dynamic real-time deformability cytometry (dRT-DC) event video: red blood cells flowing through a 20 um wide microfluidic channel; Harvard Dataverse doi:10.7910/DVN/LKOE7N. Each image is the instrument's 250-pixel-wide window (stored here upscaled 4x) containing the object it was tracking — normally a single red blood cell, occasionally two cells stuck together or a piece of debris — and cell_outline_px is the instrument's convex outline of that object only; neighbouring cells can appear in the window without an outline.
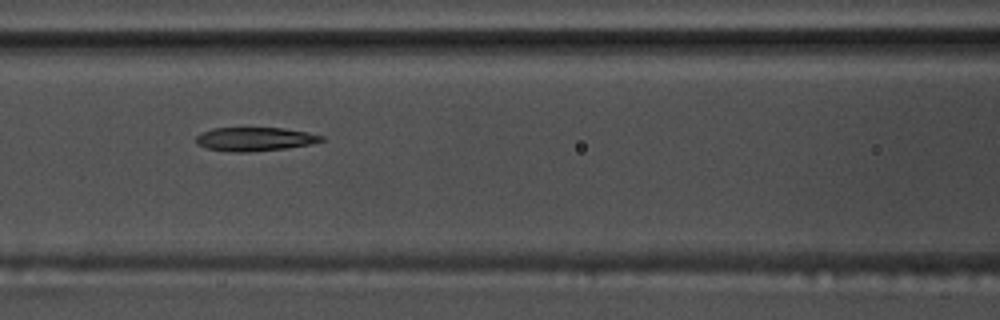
{"species": "common noctule bat (a hibernating species)", "species_latin": "Nyctalus noctula", "temperature_condition": "warm", "stored_images_in_passage": 38, "camera_frame_rate_fps": 3000, "um_per_image_px": 0.085, "animal": {"sex": "male", "body_mass_g": 17.5, "forearm_length_mm": 52.3}, "frame": {"image": 1, "passage_image": 7, "time_ms": 2.0, "image_size_px": [1000, 320], "cell_outline_px": [[324, 140], [312, 144], [288, 148], [252, 152], [232, 152], [208, 148], [196, 144], [196, 136], [200, 132], [212, 128], [284, 128], [308, 132], [324, 136]], "centroid_in_image_um": [21.67, 11.82], "position_along_channel_um": 144.9, "area_um2": 17.51}}
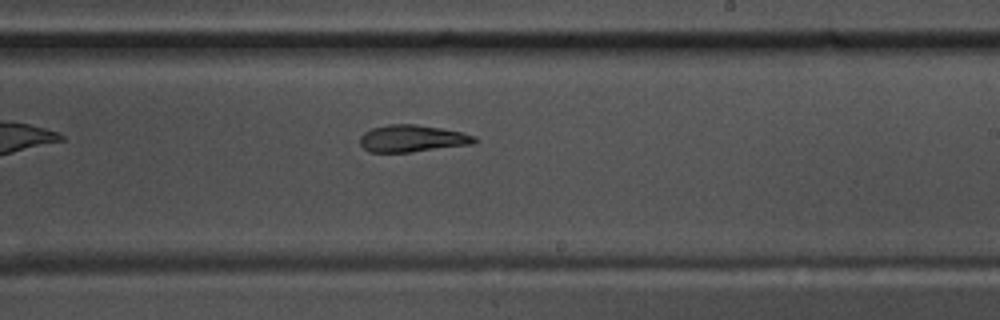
{"frame": {"image": 2, "passage_image": 16, "time_ms": 5.0, "image_size_px": [1000, 320], "cell_outline_px": [[480, 140], [472, 144], [412, 152], [368, 152], [360, 144], [360, 136], [364, 132], [372, 128], [388, 124], [416, 124], [440, 128], [460, 132], [476, 136]], "centroid_in_image_um": [35.04, 11.77], "position_along_channel_um": 254.0, "area_um2": 18.09}}
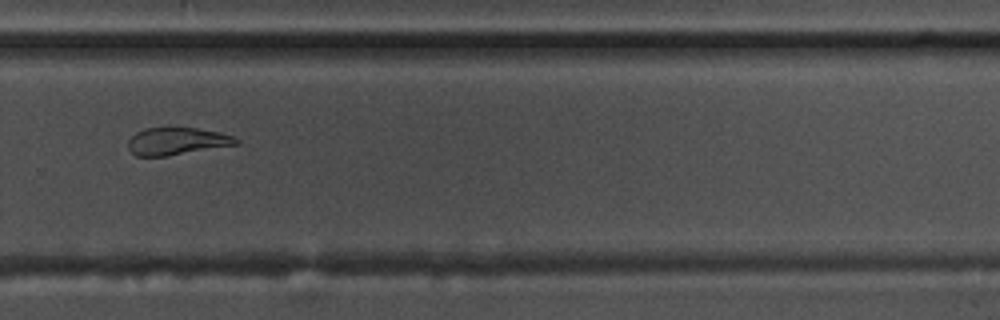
{"frame": {"image": 3, "passage_image": 21, "time_ms": 6.667, "image_size_px": [1000, 320], "cell_outline_px": [[240, 144], [168, 156], [136, 156], [128, 148], [128, 140], [136, 132], [144, 128], [168, 124], [196, 128], [220, 132], [232, 136], [240, 140]], "centroid_in_image_um": [15.02, 11.96], "position_along_channel_um": 314.8, "area_um2": 18.03}, "authors_computed_cell_mechanics": {"area_um2": 18.3804, "velocity_mm_per_s": 3.6517, "shape_relaxation_time_tau1_ms": null, "shape_relaxation_time_tau2_ms": 3.5438, "deformation_change_tau1": null, "deformation_change_tau2": 0.1254}}